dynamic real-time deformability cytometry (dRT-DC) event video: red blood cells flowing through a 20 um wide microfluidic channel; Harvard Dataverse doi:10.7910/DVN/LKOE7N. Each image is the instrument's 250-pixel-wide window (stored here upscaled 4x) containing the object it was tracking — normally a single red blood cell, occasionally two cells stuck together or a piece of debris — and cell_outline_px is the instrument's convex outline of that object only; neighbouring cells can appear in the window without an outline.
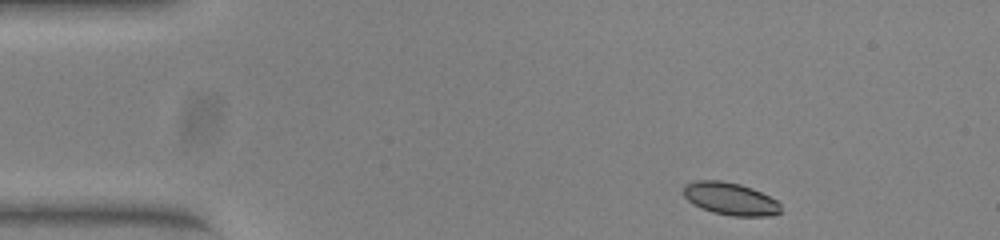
{"species": "common noctule bat (a hibernating species)", "species_latin": "Nyctalus noctula", "temperature_condition": "warm", "stored_images_in_passage": 46, "camera_frame_rate_fps": 3000, "um_per_image_px": 0.085, "animal": {"sex": "female", "body_mass_g": 23.0, "forearm_length_mm": 53.4}, "frame": {"image": 1, "passage_image": 1, "time_ms": 0.0, "image_size_px": [1000, 240], "cell_outline_px": [[780, 212], [772, 216], [732, 216], [712, 212], [692, 204], [684, 196], [684, 184], [696, 180], [720, 180], [740, 184], [752, 188], [776, 200], [780, 204]], "centroid_in_image_um": [62.06, 16.89], "position_along_channel_um": 22.9, "area_um2": 18.44}}
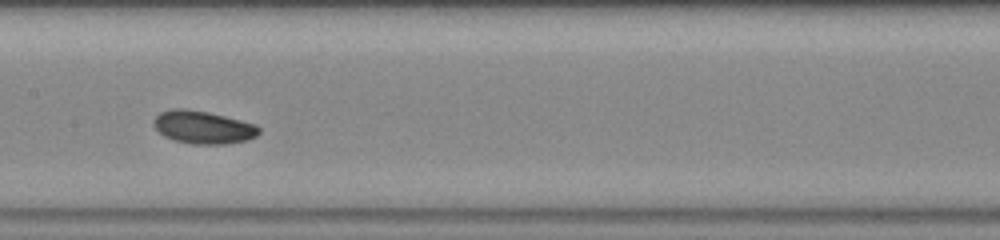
{"frame": {"image": 2, "passage_image": 20, "time_ms": 6.333, "image_size_px": [1000, 240], "cell_outline_px": [[260, 132], [256, 136], [248, 140], [224, 144], [192, 144], [176, 140], [164, 136], [156, 128], [156, 116], [160, 112], [172, 108], [184, 108], [208, 112], [256, 124], [260, 128]], "centroid_in_image_um": [17.31, 10.81], "position_along_channel_um": 190.1, "area_um2": 19.94}}
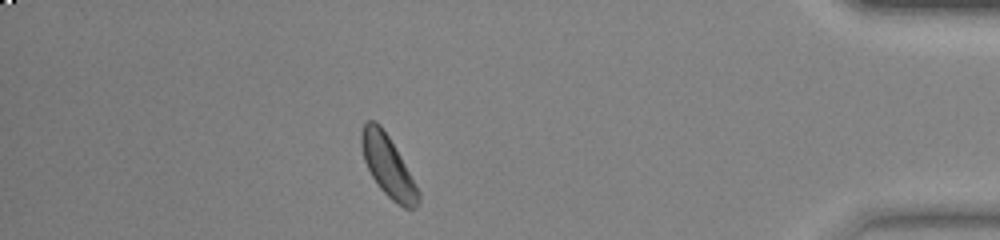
{"frame": {"image": 3, "passage_image": 40, "time_ms": 13.0, "image_size_px": [1000, 240], "cell_outline_px": [[420, 200], [416, 208], [404, 208], [396, 204], [380, 188], [372, 176], [364, 160], [360, 144], [360, 132], [364, 124], [368, 120], [376, 120], [380, 124], [388, 136], [420, 192]], "centroid_in_image_um": [32.95, 14.12], "position_along_channel_um": 402.2, "area_um2": 20.0}}